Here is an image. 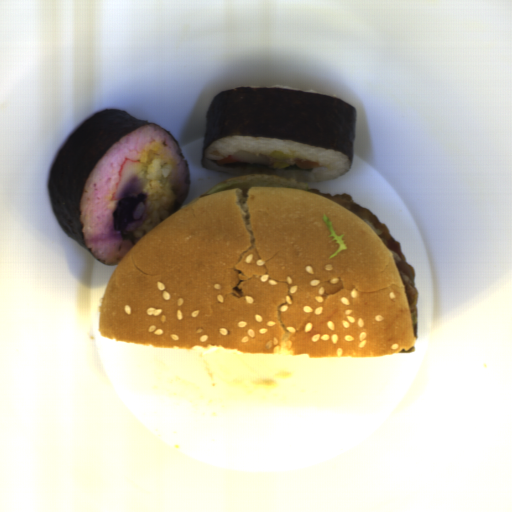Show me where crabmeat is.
<instances>
[{
    "instance_id": "2",
    "label": "crabmeat",
    "mask_w": 512,
    "mask_h": 512,
    "mask_svg": "<svg viewBox=\"0 0 512 512\" xmlns=\"http://www.w3.org/2000/svg\"><path fill=\"white\" fill-rule=\"evenodd\" d=\"M233 157L241 160L240 163H244V164L256 163V164L271 165L270 159L266 158L265 156L252 155V154H250L248 152H244V151H241V150L237 151L236 154Z\"/></svg>"
},
{
    "instance_id": "1",
    "label": "crabmeat",
    "mask_w": 512,
    "mask_h": 512,
    "mask_svg": "<svg viewBox=\"0 0 512 512\" xmlns=\"http://www.w3.org/2000/svg\"><path fill=\"white\" fill-rule=\"evenodd\" d=\"M143 165L141 162L125 158L118 173L120 181L115 186L111 200L132 198L140 189L142 183L138 177Z\"/></svg>"
}]
</instances>
